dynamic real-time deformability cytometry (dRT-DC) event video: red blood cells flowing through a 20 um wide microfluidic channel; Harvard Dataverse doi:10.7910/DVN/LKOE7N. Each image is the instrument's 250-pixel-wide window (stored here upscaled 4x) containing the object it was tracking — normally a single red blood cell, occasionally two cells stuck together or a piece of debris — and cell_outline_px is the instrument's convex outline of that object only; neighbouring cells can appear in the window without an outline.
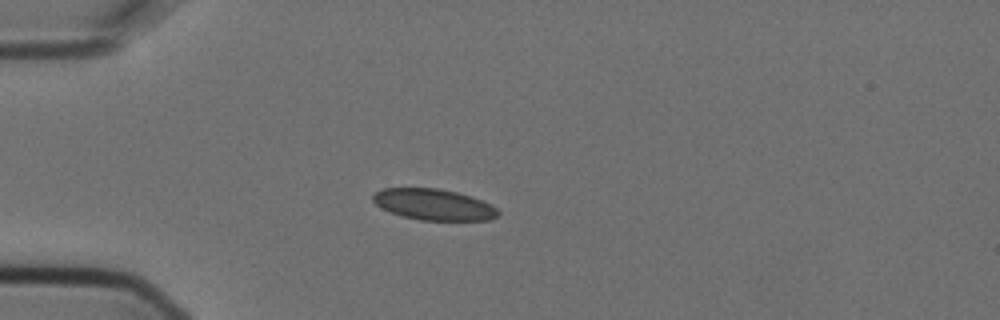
{"species": "Egyptian fruit bat (a non-hibernating species)", "species_latin": "Rousettus aegyptiacus", "temperature_condition": "cold", "stored_images_in_passage": 5, "camera_frame_rate_fps": 3000, "um_per_image_px": 0.085, "animal": {"sex": "female"}, "frame": {"image": 1, "passage_image": 3, "time_ms": 0.667, "image_size_px": [1000, 320], "cell_outline_px": [[500, 212], [492, 220], [420, 220], [400, 216], [376, 204], [372, 200], [372, 196], [376, 192], [384, 188], [436, 188], [456, 192], [472, 196], [492, 204]], "centroid_in_image_um": [36.9, 17.38], "position_along_channel_um": 48.1, "area_um2": 22.66}}